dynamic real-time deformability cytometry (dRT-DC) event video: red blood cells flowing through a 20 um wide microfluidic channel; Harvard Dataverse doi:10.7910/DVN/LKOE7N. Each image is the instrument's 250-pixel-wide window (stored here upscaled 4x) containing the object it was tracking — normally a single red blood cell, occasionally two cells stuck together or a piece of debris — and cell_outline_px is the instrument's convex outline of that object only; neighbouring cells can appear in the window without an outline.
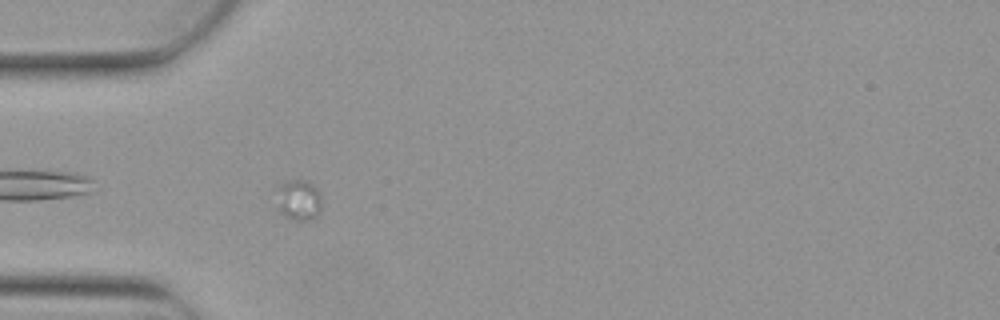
{"species": "Egyptian fruit bat (a non-hibernating species)", "species_latin": "Rousettus aegyptiacus", "temperature_condition": "warm", "stored_images_in_passage": 6, "camera_frame_rate_fps": 3000, "um_per_image_px": 0.085, "animal": {"sex": "female"}, "frame": {"image": 1, "passage_image": 4, "time_ms": 1.0, "image_size_px": [1000, 320], "cell_outline_px": [[320, 216], [312, 220], [292, 220], [284, 216], [280, 212], [280, 184], [284, 180], [308, 180], [320, 192]], "centroid_in_image_um": [25.46, 17.02], "position_along_channel_um": 59.5, "area_um2": 10.58}}